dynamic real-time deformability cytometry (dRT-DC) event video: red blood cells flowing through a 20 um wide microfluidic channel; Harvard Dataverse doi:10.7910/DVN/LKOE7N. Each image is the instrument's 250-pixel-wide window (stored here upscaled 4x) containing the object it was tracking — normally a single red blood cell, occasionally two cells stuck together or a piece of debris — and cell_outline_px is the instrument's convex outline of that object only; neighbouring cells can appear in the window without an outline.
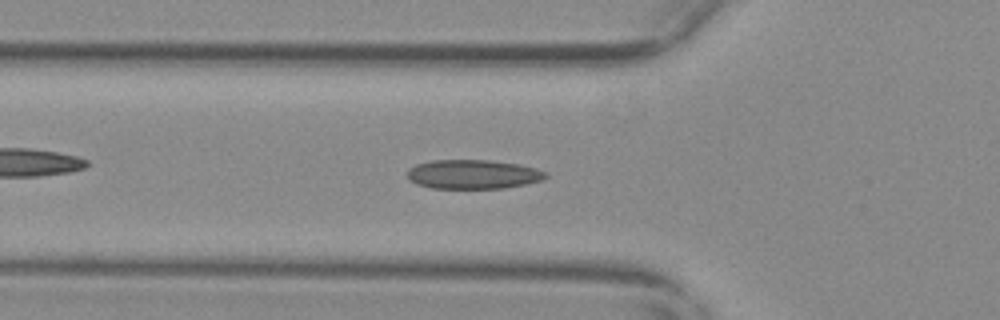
{"species": "common noctule bat (a hibernating species)", "species_latin": "Nyctalus noctula", "temperature_condition": "warm", "stored_images_in_passage": 57, "camera_frame_rate_fps": 3000, "um_per_image_px": 0.085, "animal": {"sex": "female", "body_mass_g": 29.2, "forearm_length_mm": 56.3}, "frame": {"image": 1, "passage_image": 19, "time_ms": 6.0, "image_size_px": [1000, 320], "cell_outline_px": [[548, 176], [544, 180], [504, 188], [432, 188], [416, 184], [408, 180], [408, 168], [416, 164], [432, 160], [488, 160], [520, 164], [536, 168], [548, 172]], "centroid_in_image_um": [40.22, 14.81], "position_along_channel_um": 85.6, "area_um2": 23.7}}
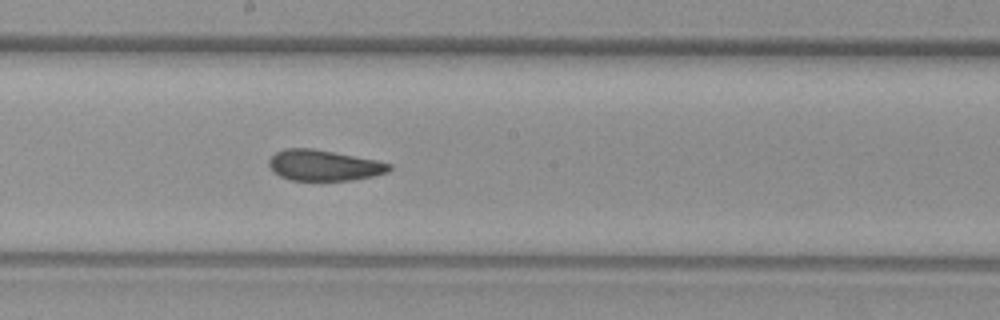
{"frame": {"image": 2, "passage_image": 30, "time_ms": 9.667, "image_size_px": [1000, 320], "cell_outline_px": [[392, 168], [388, 172], [372, 176], [352, 180], [292, 180], [280, 176], [272, 172], [268, 164], [268, 160], [276, 152], [284, 148], [312, 148], [376, 160], [392, 164]], "centroid_in_image_um": [27.5, 14.05], "position_along_channel_um": 220.7, "area_um2": 21.56}}
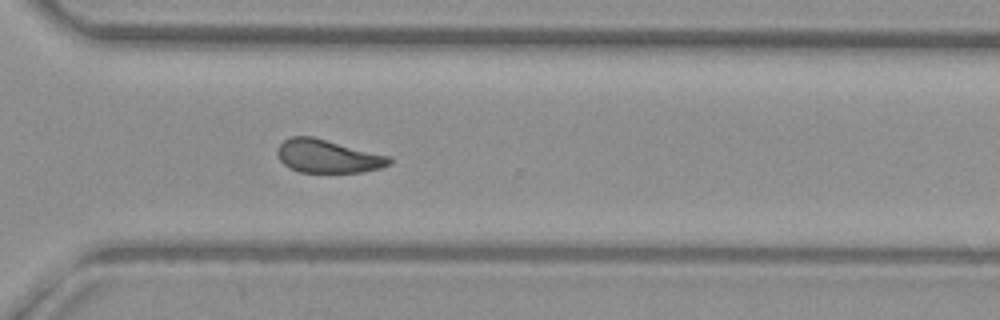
{"frame": {"image": 3, "passage_image": 40, "time_ms": 13.0, "image_size_px": [1000, 320], "cell_outline_px": [[392, 164], [380, 168], [360, 172], [300, 172], [284, 164], [280, 160], [276, 152], [276, 148], [284, 140], [292, 136], [312, 136], [392, 156]], "centroid_in_image_um": [27.89, 13.27], "position_along_channel_um": 342.7, "area_um2": 21.79}, "authors_computed_cell_mechanics": {"area_um2": 22.4842, "velocity_mm_per_s": 3.6674, "shape_relaxation_time_tau1_ms": null, "shape_relaxation_time_tau2_ms": 2.376, "deformation_change_tau1": null, "deformation_change_tau2": 0.0894}}